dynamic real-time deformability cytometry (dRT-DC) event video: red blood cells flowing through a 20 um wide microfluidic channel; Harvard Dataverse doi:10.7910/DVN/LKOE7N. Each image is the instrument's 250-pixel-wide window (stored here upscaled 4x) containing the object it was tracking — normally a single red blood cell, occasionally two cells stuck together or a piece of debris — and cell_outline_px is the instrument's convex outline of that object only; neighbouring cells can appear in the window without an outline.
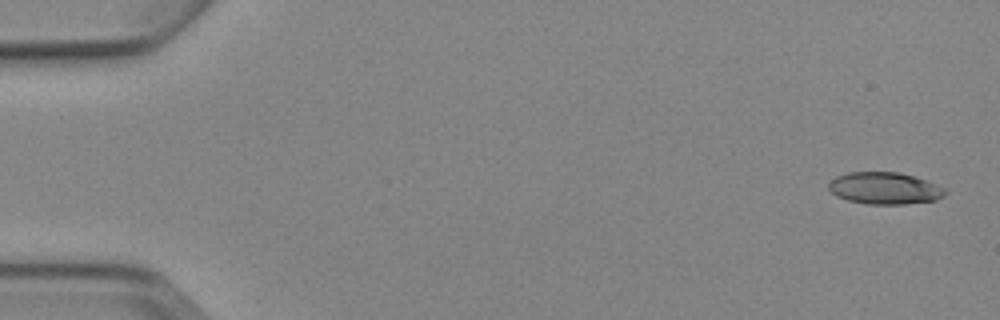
{"species": "Egyptian fruit bat (a non-hibernating species)", "species_latin": "Rousettus aegyptiacus", "temperature_condition": "cold", "stored_images_in_passage": 5, "camera_frame_rate_fps": 3000, "um_per_image_px": 0.085, "animal": {"sex": "female"}, "frame": {"image": 1, "passage_image": 1, "time_ms": 0.0, "image_size_px": [1000, 320], "cell_outline_px": [[948, 192], [944, 196], [936, 200], [904, 204], [868, 204], [848, 200], [836, 196], [828, 188], [828, 184], [836, 176], [848, 172], [900, 172], [924, 180], [944, 188]], "centroid_in_image_um": [75.18, 16.0], "position_along_channel_um": 9.8, "area_um2": 21.56}}
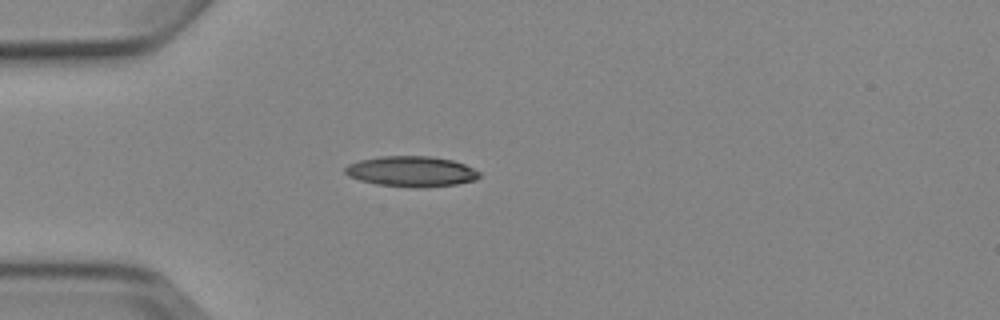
{"frame": {"image": 2, "passage_image": 4, "time_ms": 4.333, "image_size_px": [1000, 320], "cell_outline_px": [[480, 176], [476, 180], [456, 184], [424, 188], [416, 188], [376, 184], [360, 180], [348, 176], [344, 172], [344, 168], [348, 164], [360, 160], [380, 156], [428, 156], [452, 160], [464, 164], [480, 172]], "centroid_in_image_um": [34.96, 14.58], "position_along_channel_um": 50.0, "area_um2": 23.93}}